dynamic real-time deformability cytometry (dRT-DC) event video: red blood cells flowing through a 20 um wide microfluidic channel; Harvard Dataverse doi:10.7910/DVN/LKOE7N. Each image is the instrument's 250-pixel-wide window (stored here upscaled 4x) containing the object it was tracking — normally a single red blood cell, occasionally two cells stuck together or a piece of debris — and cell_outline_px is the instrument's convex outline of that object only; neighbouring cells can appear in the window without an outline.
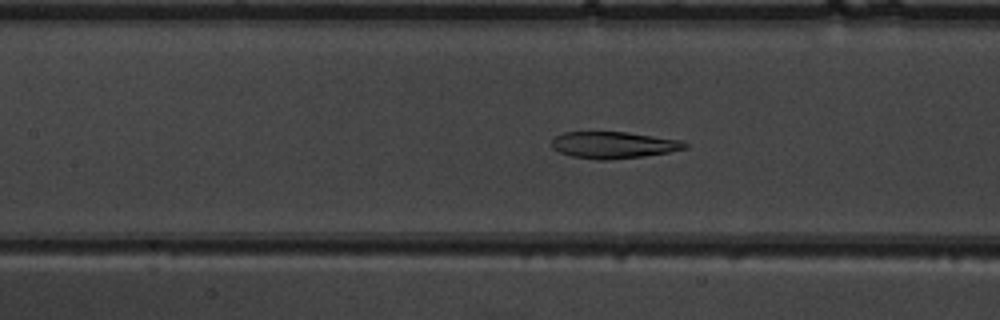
{"species": "common noctule bat (a hibernating species)", "species_latin": "Nyctalus noctula", "temperature_condition": "warm", "stored_images_in_passage": 40, "camera_frame_rate_fps": 3000, "um_per_image_px": 0.085, "animal": {"sex": "male", "body_mass_g": 19.5, "forearm_length_mm": 54.6}, "frame": {"image": 1, "passage_image": 11, "time_ms": 3.333, "image_size_px": [1000, 320], "cell_outline_px": [[688, 148], [668, 152], [640, 156], [604, 160], [596, 160], [572, 156], [560, 152], [552, 148], [552, 140], [556, 136], [564, 132], [628, 132], [680, 140], [688, 144]], "centroid_in_image_um": [52.14, 12.32], "position_along_channel_um": 155.3, "area_um2": 20.52}}
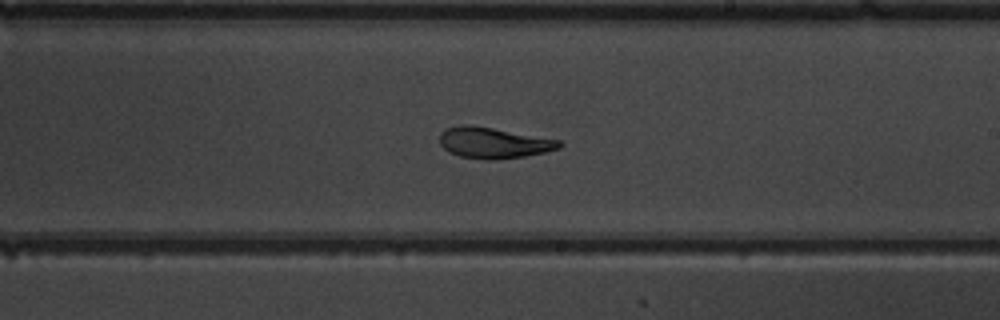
{"frame": {"image": 2, "passage_image": 18, "time_ms": 5.667, "image_size_px": [1000, 320], "cell_outline_px": [[564, 144], [560, 148], [544, 152], [524, 156], [496, 160], [484, 160], [460, 156], [448, 152], [440, 144], [440, 132], [444, 128], [460, 124], [472, 124], [560, 140]], "centroid_in_image_um": [41.92, 12.13], "position_along_channel_um": 247.1, "area_um2": 21.85}}
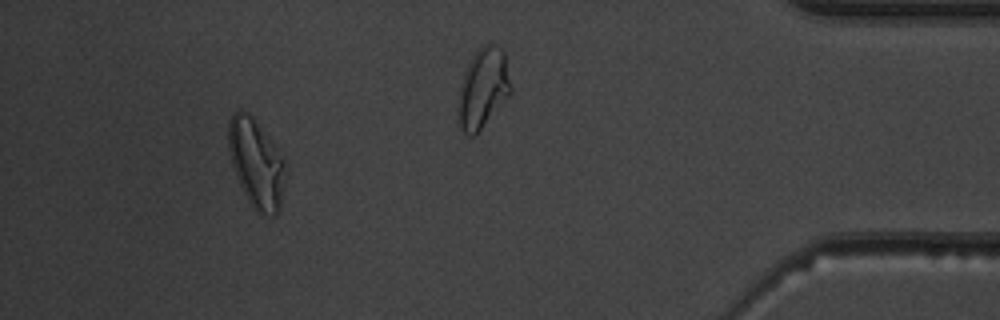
{"frame": {"image": 3, "passage_image": 35, "time_ms": 11.333, "image_size_px": [1000, 320], "cell_outline_px": [[284, 160], [280, 208], [272, 216], [260, 216], [256, 212], [248, 200], [240, 184], [232, 164], [228, 148], [228, 120], [232, 112], [240, 108], [252, 116]], "centroid_in_image_um": [21.72, 13.87], "position_along_channel_um": 413.5, "area_um2": 28.73}, "authors_computed_cell_mechanics": {"area_um2": 22.7154, "velocity_mm_per_s": 3.938, "shape_relaxation_time_tau1_ms": null, "shape_relaxation_time_tau2_ms": 2.5275, "deformation_change_tau1": null, "deformation_change_tau2": 0.0896}}